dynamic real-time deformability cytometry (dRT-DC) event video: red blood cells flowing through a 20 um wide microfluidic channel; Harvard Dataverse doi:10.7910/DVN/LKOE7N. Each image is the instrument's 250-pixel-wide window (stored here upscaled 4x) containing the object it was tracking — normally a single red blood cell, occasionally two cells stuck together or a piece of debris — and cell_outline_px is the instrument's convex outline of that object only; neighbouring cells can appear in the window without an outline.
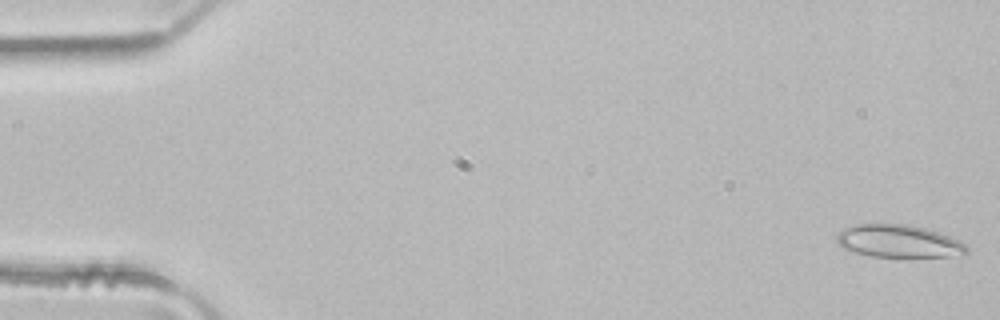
{"species": "common noctule bat (a hibernating species)", "species_latin": "Nyctalus noctula", "temperature_condition": "room temperature", "stored_images_in_passage": 4, "segment_of_instrument_passage": [2, 2], "camera_frame_rate_fps": 3000, "um_per_image_px": 0.085, "animal": {"sex": "male", "body_mass_g": 21.5, "forearm_length_mm": 52.0}, "frame": {"image": 1, "passage_image": 4, "time_ms": 1.0, "image_size_px": [1000, 320], "cell_outline_px": [[968, 252], [948, 256], [872, 256], [856, 252], [844, 248], [836, 244], [836, 236], [844, 228], [852, 224], [908, 224], [940, 232], [968, 244]], "centroid_in_image_um": [76.37, 20.48], "position_along_channel_um": 8.6, "area_um2": 24.57}}